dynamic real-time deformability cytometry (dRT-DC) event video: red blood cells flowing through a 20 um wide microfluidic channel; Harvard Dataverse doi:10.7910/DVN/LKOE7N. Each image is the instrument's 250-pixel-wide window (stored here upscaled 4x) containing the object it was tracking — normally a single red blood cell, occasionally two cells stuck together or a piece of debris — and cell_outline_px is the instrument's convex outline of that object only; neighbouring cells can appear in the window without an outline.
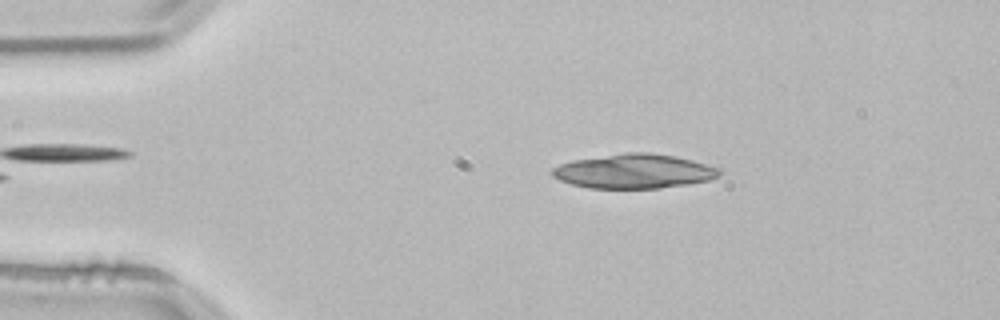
{"species": "common noctule bat (a hibernating species)", "species_latin": "Nyctalus noctula", "temperature_condition": "room temperature", "stored_images_in_passage": 37, "camera_frame_rate_fps": 3000, "um_per_image_px": 0.085, "animal": {"sex": "male", "body_mass_g": 21.5, "forearm_length_mm": 52.0}, "frame": {"image": 1, "passage_image": 1, "time_ms": 0.0, "image_size_px": [1000, 320], "cell_outline_px": [[720, 176], [708, 180], [684, 184], [656, 188], [588, 188], [572, 184], [560, 180], [552, 176], [552, 168], [560, 164], [572, 160], [624, 152], [648, 152], [676, 156], [692, 160], [720, 168]], "centroid_in_image_um": [53.87, 14.54], "position_along_channel_um": 31.1, "area_um2": 33.35}}